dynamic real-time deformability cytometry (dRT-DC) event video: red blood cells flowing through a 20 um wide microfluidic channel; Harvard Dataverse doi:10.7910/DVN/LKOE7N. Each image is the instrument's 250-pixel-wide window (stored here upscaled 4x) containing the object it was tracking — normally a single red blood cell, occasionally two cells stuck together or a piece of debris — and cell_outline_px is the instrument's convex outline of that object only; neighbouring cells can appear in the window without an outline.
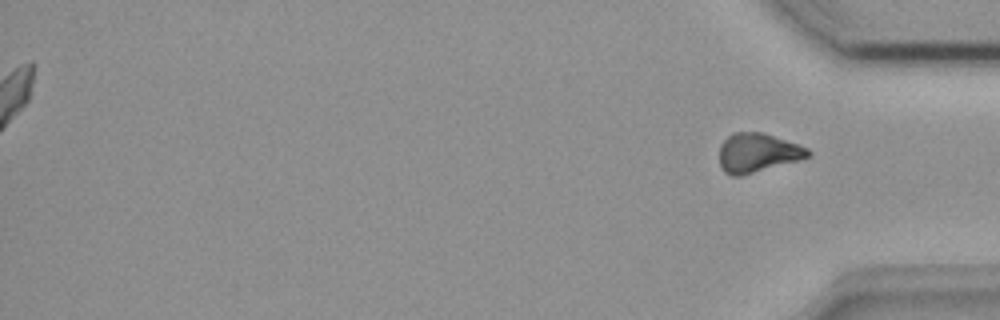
{"species": "common noctule bat (a hibernating species)", "species_latin": "Nyctalus noctula", "temperature_condition": "room temperature", "stored_images_in_passage": 36, "segment_of_instrument_passage": [2, 2], "camera_frame_rate_fps": 3000, "um_per_image_px": 0.085, "animal": {"sex": "female", "body_mass_g": 18.4}, "frame": {"image": 1, "passage_image": 36, "time_ms": 11.667, "image_size_px": [1000, 320], "cell_outline_px": [[812, 156], [800, 160], [740, 176], [732, 176], [724, 172], [720, 168], [720, 144], [732, 132], [760, 132], [808, 148], [812, 152]], "centroid_in_image_um": [64.38, 13.0], "position_along_channel_um": 370.8, "area_um2": 20.11}}